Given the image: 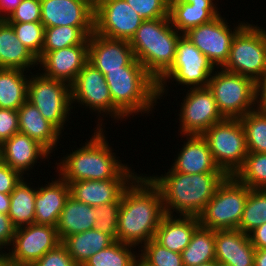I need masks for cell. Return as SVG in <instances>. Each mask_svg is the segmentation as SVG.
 Listing matches in <instances>:
<instances>
[{
	"mask_svg": "<svg viewBox=\"0 0 266 266\" xmlns=\"http://www.w3.org/2000/svg\"><path fill=\"white\" fill-rule=\"evenodd\" d=\"M218 168L234 176L248 154L246 134L238 118H224L202 134Z\"/></svg>",
	"mask_w": 266,
	"mask_h": 266,
	"instance_id": "8",
	"label": "cell"
},
{
	"mask_svg": "<svg viewBox=\"0 0 266 266\" xmlns=\"http://www.w3.org/2000/svg\"><path fill=\"white\" fill-rule=\"evenodd\" d=\"M186 96L182 97L180 110H178L179 131L178 136L202 135L213 124L224 119L220 113L215 98L208 87L189 88Z\"/></svg>",
	"mask_w": 266,
	"mask_h": 266,
	"instance_id": "16",
	"label": "cell"
},
{
	"mask_svg": "<svg viewBox=\"0 0 266 266\" xmlns=\"http://www.w3.org/2000/svg\"><path fill=\"white\" fill-rule=\"evenodd\" d=\"M143 21L125 0H94V33L130 42Z\"/></svg>",
	"mask_w": 266,
	"mask_h": 266,
	"instance_id": "15",
	"label": "cell"
},
{
	"mask_svg": "<svg viewBox=\"0 0 266 266\" xmlns=\"http://www.w3.org/2000/svg\"><path fill=\"white\" fill-rule=\"evenodd\" d=\"M251 188L227 176L198 216L201 227L212 230L238 229Z\"/></svg>",
	"mask_w": 266,
	"mask_h": 266,
	"instance_id": "7",
	"label": "cell"
},
{
	"mask_svg": "<svg viewBox=\"0 0 266 266\" xmlns=\"http://www.w3.org/2000/svg\"><path fill=\"white\" fill-rule=\"evenodd\" d=\"M88 47L89 40L85 44L47 52L38 61L39 70L37 71L45 77L61 80L71 85L88 62Z\"/></svg>",
	"mask_w": 266,
	"mask_h": 266,
	"instance_id": "18",
	"label": "cell"
},
{
	"mask_svg": "<svg viewBox=\"0 0 266 266\" xmlns=\"http://www.w3.org/2000/svg\"><path fill=\"white\" fill-rule=\"evenodd\" d=\"M10 210V194L0 193V213L8 215Z\"/></svg>",
	"mask_w": 266,
	"mask_h": 266,
	"instance_id": "51",
	"label": "cell"
},
{
	"mask_svg": "<svg viewBox=\"0 0 266 266\" xmlns=\"http://www.w3.org/2000/svg\"><path fill=\"white\" fill-rule=\"evenodd\" d=\"M41 23L57 26H94V0H40Z\"/></svg>",
	"mask_w": 266,
	"mask_h": 266,
	"instance_id": "19",
	"label": "cell"
},
{
	"mask_svg": "<svg viewBox=\"0 0 266 266\" xmlns=\"http://www.w3.org/2000/svg\"><path fill=\"white\" fill-rule=\"evenodd\" d=\"M15 232L16 227L13 225L9 216L0 213V245L7 249V251L13 242Z\"/></svg>",
	"mask_w": 266,
	"mask_h": 266,
	"instance_id": "47",
	"label": "cell"
},
{
	"mask_svg": "<svg viewBox=\"0 0 266 266\" xmlns=\"http://www.w3.org/2000/svg\"><path fill=\"white\" fill-rule=\"evenodd\" d=\"M135 59L129 41L104 37L97 33L89 36L88 62L103 75L121 70Z\"/></svg>",
	"mask_w": 266,
	"mask_h": 266,
	"instance_id": "20",
	"label": "cell"
},
{
	"mask_svg": "<svg viewBox=\"0 0 266 266\" xmlns=\"http://www.w3.org/2000/svg\"><path fill=\"white\" fill-rule=\"evenodd\" d=\"M185 3L192 5H218L216 0H183Z\"/></svg>",
	"mask_w": 266,
	"mask_h": 266,
	"instance_id": "53",
	"label": "cell"
},
{
	"mask_svg": "<svg viewBox=\"0 0 266 266\" xmlns=\"http://www.w3.org/2000/svg\"><path fill=\"white\" fill-rule=\"evenodd\" d=\"M4 266H17V265H13L7 262Z\"/></svg>",
	"mask_w": 266,
	"mask_h": 266,
	"instance_id": "57",
	"label": "cell"
},
{
	"mask_svg": "<svg viewBox=\"0 0 266 266\" xmlns=\"http://www.w3.org/2000/svg\"><path fill=\"white\" fill-rule=\"evenodd\" d=\"M23 176L7 164L0 162V193L10 194Z\"/></svg>",
	"mask_w": 266,
	"mask_h": 266,
	"instance_id": "46",
	"label": "cell"
},
{
	"mask_svg": "<svg viewBox=\"0 0 266 266\" xmlns=\"http://www.w3.org/2000/svg\"><path fill=\"white\" fill-rule=\"evenodd\" d=\"M184 137V145L178 149L168 171L185 174L224 173L215 163L208 143L202 135H183L181 138Z\"/></svg>",
	"mask_w": 266,
	"mask_h": 266,
	"instance_id": "22",
	"label": "cell"
},
{
	"mask_svg": "<svg viewBox=\"0 0 266 266\" xmlns=\"http://www.w3.org/2000/svg\"><path fill=\"white\" fill-rule=\"evenodd\" d=\"M7 22H41L40 0H22L6 19Z\"/></svg>",
	"mask_w": 266,
	"mask_h": 266,
	"instance_id": "43",
	"label": "cell"
},
{
	"mask_svg": "<svg viewBox=\"0 0 266 266\" xmlns=\"http://www.w3.org/2000/svg\"><path fill=\"white\" fill-rule=\"evenodd\" d=\"M2 162L13 170L18 171L23 177L31 173L38 160L46 161L52 155L37 141L21 132L15 133L10 139L0 145Z\"/></svg>",
	"mask_w": 266,
	"mask_h": 266,
	"instance_id": "21",
	"label": "cell"
},
{
	"mask_svg": "<svg viewBox=\"0 0 266 266\" xmlns=\"http://www.w3.org/2000/svg\"><path fill=\"white\" fill-rule=\"evenodd\" d=\"M18 132V111L0 108V145Z\"/></svg>",
	"mask_w": 266,
	"mask_h": 266,
	"instance_id": "45",
	"label": "cell"
},
{
	"mask_svg": "<svg viewBox=\"0 0 266 266\" xmlns=\"http://www.w3.org/2000/svg\"><path fill=\"white\" fill-rule=\"evenodd\" d=\"M215 69L209 59L186 36L182 35L177 44L173 65L157 81L158 99L161 100L163 95L167 97L170 80L171 83L175 81L178 86L182 85L181 88L184 86V92L186 88L207 87Z\"/></svg>",
	"mask_w": 266,
	"mask_h": 266,
	"instance_id": "6",
	"label": "cell"
},
{
	"mask_svg": "<svg viewBox=\"0 0 266 266\" xmlns=\"http://www.w3.org/2000/svg\"><path fill=\"white\" fill-rule=\"evenodd\" d=\"M222 68L256 81L266 70L263 27L246 22L232 39L229 58Z\"/></svg>",
	"mask_w": 266,
	"mask_h": 266,
	"instance_id": "11",
	"label": "cell"
},
{
	"mask_svg": "<svg viewBox=\"0 0 266 266\" xmlns=\"http://www.w3.org/2000/svg\"><path fill=\"white\" fill-rule=\"evenodd\" d=\"M221 14L212 21L191 28L183 35L186 36L213 64L215 68H222L230 54L232 39L245 21L228 25V19ZM238 25V26H237ZM233 29V31H232Z\"/></svg>",
	"mask_w": 266,
	"mask_h": 266,
	"instance_id": "13",
	"label": "cell"
},
{
	"mask_svg": "<svg viewBox=\"0 0 266 266\" xmlns=\"http://www.w3.org/2000/svg\"><path fill=\"white\" fill-rule=\"evenodd\" d=\"M248 152L266 153V110L255 108L240 118Z\"/></svg>",
	"mask_w": 266,
	"mask_h": 266,
	"instance_id": "36",
	"label": "cell"
},
{
	"mask_svg": "<svg viewBox=\"0 0 266 266\" xmlns=\"http://www.w3.org/2000/svg\"><path fill=\"white\" fill-rule=\"evenodd\" d=\"M57 177L40 187L38 184L35 199V224L56 227L58 223L60 213L70 197V186L59 175Z\"/></svg>",
	"mask_w": 266,
	"mask_h": 266,
	"instance_id": "24",
	"label": "cell"
},
{
	"mask_svg": "<svg viewBox=\"0 0 266 266\" xmlns=\"http://www.w3.org/2000/svg\"><path fill=\"white\" fill-rule=\"evenodd\" d=\"M17 111L19 132L37 141L50 154L55 153L53 151L57 149V144L64 134L47 121L28 100Z\"/></svg>",
	"mask_w": 266,
	"mask_h": 266,
	"instance_id": "25",
	"label": "cell"
},
{
	"mask_svg": "<svg viewBox=\"0 0 266 266\" xmlns=\"http://www.w3.org/2000/svg\"><path fill=\"white\" fill-rule=\"evenodd\" d=\"M0 68V108L18 110L26 101L30 73ZM27 74V75H26Z\"/></svg>",
	"mask_w": 266,
	"mask_h": 266,
	"instance_id": "31",
	"label": "cell"
},
{
	"mask_svg": "<svg viewBox=\"0 0 266 266\" xmlns=\"http://www.w3.org/2000/svg\"><path fill=\"white\" fill-rule=\"evenodd\" d=\"M264 223H266V189H251L238 229L249 235Z\"/></svg>",
	"mask_w": 266,
	"mask_h": 266,
	"instance_id": "37",
	"label": "cell"
},
{
	"mask_svg": "<svg viewBox=\"0 0 266 266\" xmlns=\"http://www.w3.org/2000/svg\"><path fill=\"white\" fill-rule=\"evenodd\" d=\"M143 20L169 17V0H125Z\"/></svg>",
	"mask_w": 266,
	"mask_h": 266,
	"instance_id": "42",
	"label": "cell"
},
{
	"mask_svg": "<svg viewBox=\"0 0 266 266\" xmlns=\"http://www.w3.org/2000/svg\"><path fill=\"white\" fill-rule=\"evenodd\" d=\"M249 237L256 250L266 249V223L253 230Z\"/></svg>",
	"mask_w": 266,
	"mask_h": 266,
	"instance_id": "49",
	"label": "cell"
},
{
	"mask_svg": "<svg viewBox=\"0 0 266 266\" xmlns=\"http://www.w3.org/2000/svg\"><path fill=\"white\" fill-rule=\"evenodd\" d=\"M136 249L132 245L115 241L91 256L82 266H136L139 263V251Z\"/></svg>",
	"mask_w": 266,
	"mask_h": 266,
	"instance_id": "35",
	"label": "cell"
},
{
	"mask_svg": "<svg viewBox=\"0 0 266 266\" xmlns=\"http://www.w3.org/2000/svg\"><path fill=\"white\" fill-rule=\"evenodd\" d=\"M148 177L159 188L165 214L198 217L227 175L165 171Z\"/></svg>",
	"mask_w": 266,
	"mask_h": 266,
	"instance_id": "2",
	"label": "cell"
},
{
	"mask_svg": "<svg viewBox=\"0 0 266 266\" xmlns=\"http://www.w3.org/2000/svg\"><path fill=\"white\" fill-rule=\"evenodd\" d=\"M198 266H219V263L216 260H214V261H211V262L202 263V264H200Z\"/></svg>",
	"mask_w": 266,
	"mask_h": 266,
	"instance_id": "55",
	"label": "cell"
},
{
	"mask_svg": "<svg viewBox=\"0 0 266 266\" xmlns=\"http://www.w3.org/2000/svg\"><path fill=\"white\" fill-rule=\"evenodd\" d=\"M181 255L184 266H198L216 260L215 230L199 226Z\"/></svg>",
	"mask_w": 266,
	"mask_h": 266,
	"instance_id": "34",
	"label": "cell"
},
{
	"mask_svg": "<svg viewBox=\"0 0 266 266\" xmlns=\"http://www.w3.org/2000/svg\"><path fill=\"white\" fill-rule=\"evenodd\" d=\"M255 251L249 235L239 229L215 230V257L227 266H254Z\"/></svg>",
	"mask_w": 266,
	"mask_h": 266,
	"instance_id": "23",
	"label": "cell"
},
{
	"mask_svg": "<svg viewBox=\"0 0 266 266\" xmlns=\"http://www.w3.org/2000/svg\"><path fill=\"white\" fill-rule=\"evenodd\" d=\"M8 23L12 25L17 38L38 58L41 55L44 44V25L41 22Z\"/></svg>",
	"mask_w": 266,
	"mask_h": 266,
	"instance_id": "40",
	"label": "cell"
},
{
	"mask_svg": "<svg viewBox=\"0 0 266 266\" xmlns=\"http://www.w3.org/2000/svg\"><path fill=\"white\" fill-rule=\"evenodd\" d=\"M104 132L103 128L94 130L90 140L72 149L70 154L61 155L58 163L56 161L55 171L68 184L80 180L118 179L130 167L116 156Z\"/></svg>",
	"mask_w": 266,
	"mask_h": 266,
	"instance_id": "3",
	"label": "cell"
},
{
	"mask_svg": "<svg viewBox=\"0 0 266 266\" xmlns=\"http://www.w3.org/2000/svg\"><path fill=\"white\" fill-rule=\"evenodd\" d=\"M71 102L73 108H75L73 103L75 105L77 103L80 106L83 105L86 109L88 108L92 114L95 112L97 117L99 116L96 122L97 126L94 129L105 128L102 124L107 119H104V117L108 118L109 116V119L111 117L114 121V103L105 76L89 62L85 64L71 84Z\"/></svg>",
	"mask_w": 266,
	"mask_h": 266,
	"instance_id": "12",
	"label": "cell"
},
{
	"mask_svg": "<svg viewBox=\"0 0 266 266\" xmlns=\"http://www.w3.org/2000/svg\"><path fill=\"white\" fill-rule=\"evenodd\" d=\"M27 100L42 116L61 133L71 119V85L67 82L45 77L41 72H30ZM69 118V119H68ZM63 130V131H62Z\"/></svg>",
	"mask_w": 266,
	"mask_h": 266,
	"instance_id": "10",
	"label": "cell"
},
{
	"mask_svg": "<svg viewBox=\"0 0 266 266\" xmlns=\"http://www.w3.org/2000/svg\"><path fill=\"white\" fill-rule=\"evenodd\" d=\"M5 250L6 249L0 245V259H8L7 252Z\"/></svg>",
	"mask_w": 266,
	"mask_h": 266,
	"instance_id": "54",
	"label": "cell"
},
{
	"mask_svg": "<svg viewBox=\"0 0 266 266\" xmlns=\"http://www.w3.org/2000/svg\"><path fill=\"white\" fill-rule=\"evenodd\" d=\"M234 177L251 189H266V153L248 152Z\"/></svg>",
	"mask_w": 266,
	"mask_h": 266,
	"instance_id": "38",
	"label": "cell"
},
{
	"mask_svg": "<svg viewBox=\"0 0 266 266\" xmlns=\"http://www.w3.org/2000/svg\"><path fill=\"white\" fill-rule=\"evenodd\" d=\"M256 108L266 110V70L255 81Z\"/></svg>",
	"mask_w": 266,
	"mask_h": 266,
	"instance_id": "48",
	"label": "cell"
},
{
	"mask_svg": "<svg viewBox=\"0 0 266 266\" xmlns=\"http://www.w3.org/2000/svg\"><path fill=\"white\" fill-rule=\"evenodd\" d=\"M104 76L114 103L115 123L139 114L148 116L159 104L157 81L136 58L121 70L108 71Z\"/></svg>",
	"mask_w": 266,
	"mask_h": 266,
	"instance_id": "4",
	"label": "cell"
},
{
	"mask_svg": "<svg viewBox=\"0 0 266 266\" xmlns=\"http://www.w3.org/2000/svg\"><path fill=\"white\" fill-rule=\"evenodd\" d=\"M219 5H192L183 0H169V18L181 34L191 28L208 23L220 15Z\"/></svg>",
	"mask_w": 266,
	"mask_h": 266,
	"instance_id": "28",
	"label": "cell"
},
{
	"mask_svg": "<svg viewBox=\"0 0 266 266\" xmlns=\"http://www.w3.org/2000/svg\"><path fill=\"white\" fill-rule=\"evenodd\" d=\"M129 167L118 179L80 180L71 182L70 196L76 201L98 207L110 202H121L126 187L138 175Z\"/></svg>",
	"mask_w": 266,
	"mask_h": 266,
	"instance_id": "17",
	"label": "cell"
},
{
	"mask_svg": "<svg viewBox=\"0 0 266 266\" xmlns=\"http://www.w3.org/2000/svg\"><path fill=\"white\" fill-rule=\"evenodd\" d=\"M27 176L15 186L10 193V210L8 213L16 228L35 223V199L37 187L28 183Z\"/></svg>",
	"mask_w": 266,
	"mask_h": 266,
	"instance_id": "32",
	"label": "cell"
},
{
	"mask_svg": "<svg viewBox=\"0 0 266 266\" xmlns=\"http://www.w3.org/2000/svg\"><path fill=\"white\" fill-rule=\"evenodd\" d=\"M120 203L110 202L94 207L96 213L94 229L109 235L114 241H117Z\"/></svg>",
	"mask_w": 266,
	"mask_h": 266,
	"instance_id": "41",
	"label": "cell"
},
{
	"mask_svg": "<svg viewBox=\"0 0 266 266\" xmlns=\"http://www.w3.org/2000/svg\"><path fill=\"white\" fill-rule=\"evenodd\" d=\"M22 0H0V20H6Z\"/></svg>",
	"mask_w": 266,
	"mask_h": 266,
	"instance_id": "50",
	"label": "cell"
},
{
	"mask_svg": "<svg viewBox=\"0 0 266 266\" xmlns=\"http://www.w3.org/2000/svg\"><path fill=\"white\" fill-rule=\"evenodd\" d=\"M199 226L198 217L165 214L155 232L154 240L168 250L181 254Z\"/></svg>",
	"mask_w": 266,
	"mask_h": 266,
	"instance_id": "26",
	"label": "cell"
},
{
	"mask_svg": "<svg viewBox=\"0 0 266 266\" xmlns=\"http://www.w3.org/2000/svg\"><path fill=\"white\" fill-rule=\"evenodd\" d=\"M254 266H266V249H257L255 251Z\"/></svg>",
	"mask_w": 266,
	"mask_h": 266,
	"instance_id": "52",
	"label": "cell"
},
{
	"mask_svg": "<svg viewBox=\"0 0 266 266\" xmlns=\"http://www.w3.org/2000/svg\"><path fill=\"white\" fill-rule=\"evenodd\" d=\"M179 33L170 18L144 20L130 40L135 58L158 81L173 65Z\"/></svg>",
	"mask_w": 266,
	"mask_h": 266,
	"instance_id": "5",
	"label": "cell"
},
{
	"mask_svg": "<svg viewBox=\"0 0 266 266\" xmlns=\"http://www.w3.org/2000/svg\"><path fill=\"white\" fill-rule=\"evenodd\" d=\"M148 174H138L126 187L119 211L117 241L140 248L154 239L165 215L159 188Z\"/></svg>",
	"mask_w": 266,
	"mask_h": 266,
	"instance_id": "1",
	"label": "cell"
},
{
	"mask_svg": "<svg viewBox=\"0 0 266 266\" xmlns=\"http://www.w3.org/2000/svg\"><path fill=\"white\" fill-rule=\"evenodd\" d=\"M207 87L224 118L240 119L256 107L255 81L249 77L216 68Z\"/></svg>",
	"mask_w": 266,
	"mask_h": 266,
	"instance_id": "9",
	"label": "cell"
},
{
	"mask_svg": "<svg viewBox=\"0 0 266 266\" xmlns=\"http://www.w3.org/2000/svg\"><path fill=\"white\" fill-rule=\"evenodd\" d=\"M95 209L69 197L60 213L56 229L61 242L70 235L94 228Z\"/></svg>",
	"mask_w": 266,
	"mask_h": 266,
	"instance_id": "29",
	"label": "cell"
},
{
	"mask_svg": "<svg viewBox=\"0 0 266 266\" xmlns=\"http://www.w3.org/2000/svg\"><path fill=\"white\" fill-rule=\"evenodd\" d=\"M115 241L97 229L67 236L61 243L77 266H82L91 256L109 247Z\"/></svg>",
	"mask_w": 266,
	"mask_h": 266,
	"instance_id": "30",
	"label": "cell"
},
{
	"mask_svg": "<svg viewBox=\"0 0 266 266\" xmlns=\"http://www.w3.org/2000/svg\"><path fill=\"white\" fill-rule=\"evenodd\" d=\"M94 32V26H57L45 28L44 44L38 61L50 51L85 44Z\"/></svg>",
	"mask_w": 266,
	"mask_h": 266,
	"instance_id": "33",
	"label": "cell"
},
{
	"mask_svg": "<svg viewBox=\"0 0 266 266\" xmlns=\"http://www.w3.org/2000/svg\"><path fill=\"white\" fill-rule=\"evenodd\" d=\"M35 67L38 68L37 57L17 38L12 25L0 20V68L31 72Z\"/></svg>",
	"mask_w": 266,
	"mask_h": 266,
	"instance_id": "27",
	"label": "cell"
},
{
	"mask_svg": "<svg viewBox=\"0 0 266 266\" xmlns=\"http://www.w3.org/2000/svg\"><path fill=\"white\" fill-rule=\"evenodd\" d=\"M138 253L142 266H184L180 253L168 250L154 239L143 245Z\"/></svg>",
	"mask_w": 266,
	"mask_h": 266,
	"instance_id": "39",
	"label": "cell"
},
{
	"mask_svg": "<svg viewBox=\"0 0 266 266\" xmlns=\"http://www.w3.org/2000/svg\"><path fill=\"white\" fill-rule=\"evenodd\" d=\"M8 262V259H0V266H4Z\"/></svg>",
	"mask_w": 266,
	"mask_h": 266,
	"instance_id": "56",
	"label": "cell"
},
{
	"mask_svg": "<svg viewBox=\"0 0 266 266\" xmlns=\"http://www.w3.org/2000/svg\"><path fill=\"white\" fill-rule=\"evenodd\" d=\"M59 244L61 240L54 226L34 223L16 228L13 242L7 253L8 263L17 266H32Z\"/></svg>",
	"mask_w": 266,
	"mask_h": 266,
	"instance_id": "14",
	"label": "cell"
},
{
	"mask_svg": "<svg viewBox=\"0 0 266 266\" xmlns=\"http://www.w3.org/2000/svg\"><path fill=\"white\" fill-rule=\"evenodd\" d=\"M32 266H77L68 254L66 247L61 243L53 250L48 251Z\"/></svg>",
	"mask_w": 266,
	"mask_h": 266,
	"instance_id": "44",
	"label": "cell"
}]
</instances>
